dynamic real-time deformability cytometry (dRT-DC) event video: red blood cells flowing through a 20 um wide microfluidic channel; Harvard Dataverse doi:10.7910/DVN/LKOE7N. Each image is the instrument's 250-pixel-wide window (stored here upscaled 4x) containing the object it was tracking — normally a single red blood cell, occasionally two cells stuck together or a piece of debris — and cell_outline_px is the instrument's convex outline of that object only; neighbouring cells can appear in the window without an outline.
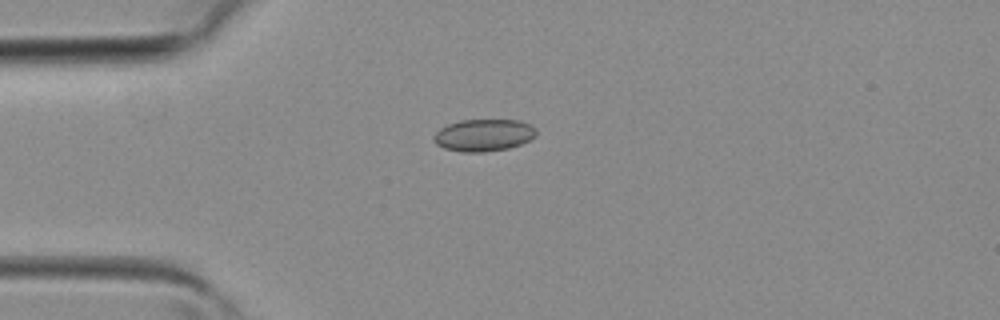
{"species": "common noctule bat (a hibernating species)", "species_latin": "Nyctalus noctula", "temperature_condition": "room temperature", "stored_images_in_passage": 3, "camera_frame_rate_fps": 3000, "um_per_image_px": 0.085, "animal": {"sex": "female", "body_mass_g": 19.3, "forearm_length_mm": 54.1}, "frame": {"image": 1, "passage_image": 2, "time_ms": 0.333, "image_size_px": [1000, 320], "cell_outline_px": [[536, 136], [520, 144], [508, 148], [484, 152], [464, 152], [444, 148], [436, 144], [432, 140], [432, 136], [440, 128], [448, 124], [460, 120], [520, 120], [532, 124], [536, 128]], "centroid_in_image_um": [41.11, 11.48], "position_along_channel_um": 43.9, "area_um2": 19.31}}
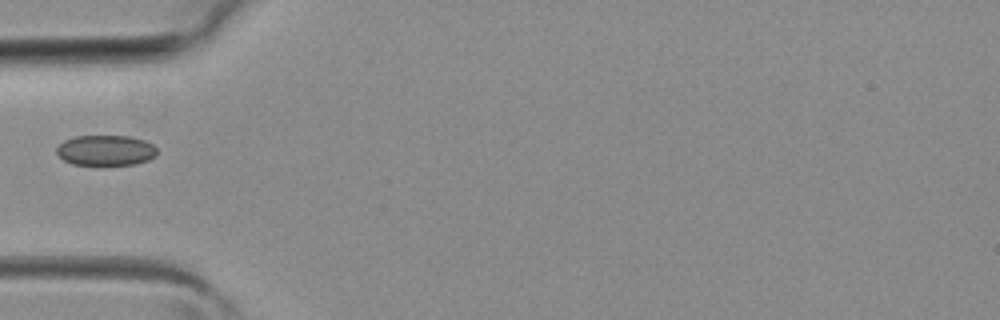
{"frame": {"image": 2, "passage_image": 3, "time_ms": 0.667, "image_size_px": [1000, 320], "cell_outline_px": [[156, 156], [148, 160], [132, 164], [72, 164], [64, 160], [56, 152], [56, 148], [64, 140], [76, 136], [128, 136], [144, 140], [152, 144], [156, 148]], "centroid_in_image_um": [8.98, 12.77], "position_along_channel_um": 76.0, "area_um2": 17.57}}